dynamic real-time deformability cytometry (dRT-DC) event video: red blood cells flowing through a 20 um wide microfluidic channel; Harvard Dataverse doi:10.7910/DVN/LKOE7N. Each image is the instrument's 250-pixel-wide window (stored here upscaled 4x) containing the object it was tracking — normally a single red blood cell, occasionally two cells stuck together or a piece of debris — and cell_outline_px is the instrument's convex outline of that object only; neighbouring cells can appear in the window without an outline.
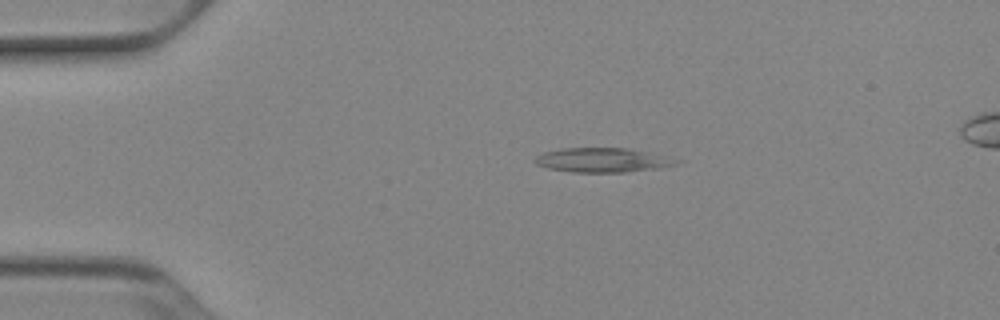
{"species": "Egyptian fruit bat (a non-hibernating species)", "species_latin": "Rousettus aegyptiacus", "temperature_condition": "cold", "stored_images_in_passage": 52, "camera_frame_rate_fps": 3000, "um_per_image_px": 0.085, "animal": {"sex": "female"}, "frame": {"image": 1, "passage_image": 11, "time_ms": 3.333, "image_size_px": [1000, 320], "cell_outline_px": [[684, 160], [676, 164], [660, 168], [624, 172], [572, 172], [548, 168], [536, 164], [532, 160], [536, 156], [544, 152], [560, 148], [628, 148], [648, 152]], "centroid_in_image_um": [51.22, 13.6], "position_along_channel_um": 33.8, "area_um2": 20.17}}
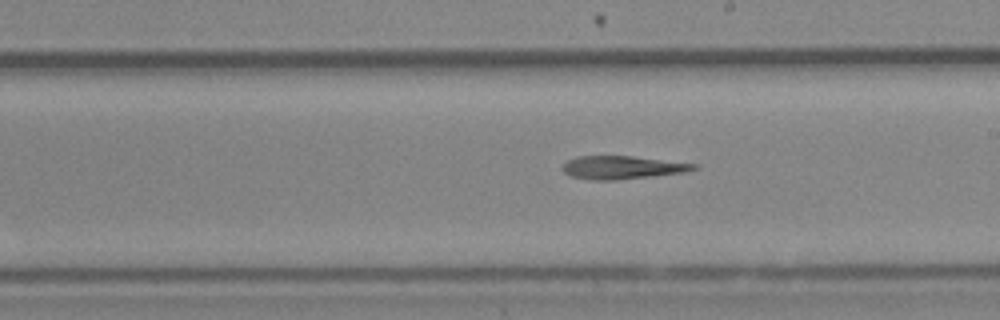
{"frame": {"image": 2, "passage_image": 30, "time_ms": 9.667, "image_size_px": [1000, 320], "cell_outline_px": [[700, 168], [688, 172], [616, 180], [592, 180], [572, 176], [564, 172], [560, 168], [568, 160], [576, 156], [632, 156], [700, 164]], "centroid_in_image_um": [52.95, 14.23], "position_along_channel_um": 236.0, "area_um2": 17.86}}
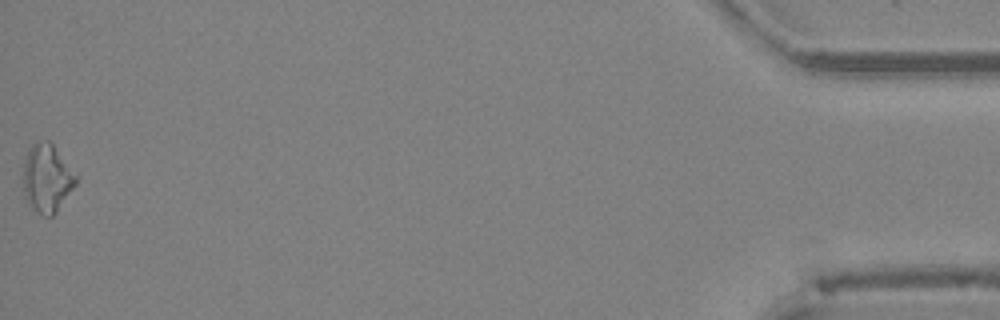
{"frame": {"image": 3, "passage_image": 52, "time_ms": 17.0, "image_size_px": [1000, 320], "cell_outline_px": [[76, 184], [56, 212], [52, 216], [40, 216], [28, 204], [24, 192], [24, 164], [28, 148], [32, 144], [48, 140], [52, 144], [76, 176]], "centroid_in_image_um": [3.96, 15.19], "position_along_channel_um": 431.2, "area_um2": 20.46}, "authors_computed_cell_mechanics": {"area_um2": 18.5249, "velocity_mm_per_s": 3.9218, "shape_relaxation_time_tau1_ms": 8.5137, "shape_relaxation_time_tau2_ms": null, "deformation_change_tau1": 0.1934, "deformation_change_tau2": null}}